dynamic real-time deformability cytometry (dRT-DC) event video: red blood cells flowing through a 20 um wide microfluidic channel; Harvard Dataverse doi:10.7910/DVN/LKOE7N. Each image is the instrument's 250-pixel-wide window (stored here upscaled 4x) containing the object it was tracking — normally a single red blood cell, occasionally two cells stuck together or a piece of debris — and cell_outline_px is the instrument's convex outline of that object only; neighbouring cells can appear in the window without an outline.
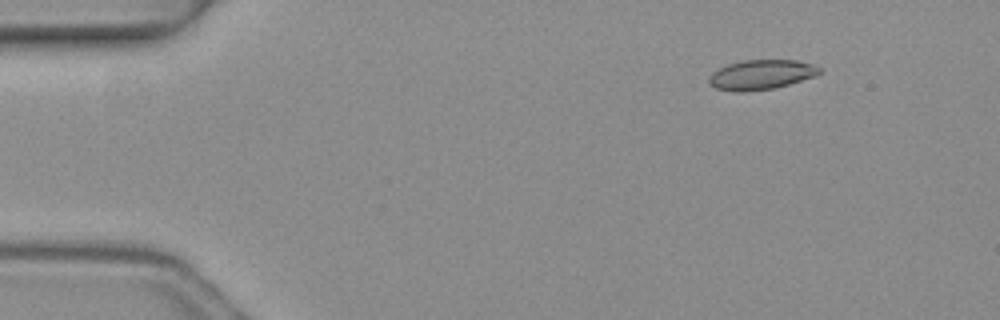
{"species": "common noctule bat (a hibernating species)", "species_latin": "Nyctalus noctula", "temperature_condition": "warm", "stored_images_in_passage": 4, "segment_of_instrument_passage": [1, 2], "camera_frame_rate_fps": 3000, "um_per_image_px": 0.085, "animal": {"sex": "female", "body_mass_g": 19.3, "forearm_length_mm": 54.1}, "frame": {"image": 1, "passage_image": 1, "time_ms": 0.0, "image_size_px": [1000, 320], "cell_outline_px": [[820, 72], [816, 76], [788, 84], [772, 88], [744, 92], [736, 92], [716, 88], [708, 84], [708, 76], [712, 72], [728, 64], [744, 60], [796, 60], [812, 64], [820, 68]], "centroid_in_image_um": [64.66, 6.35], "position_along_channel_um": 20.3, "area_um2": 19.07}}